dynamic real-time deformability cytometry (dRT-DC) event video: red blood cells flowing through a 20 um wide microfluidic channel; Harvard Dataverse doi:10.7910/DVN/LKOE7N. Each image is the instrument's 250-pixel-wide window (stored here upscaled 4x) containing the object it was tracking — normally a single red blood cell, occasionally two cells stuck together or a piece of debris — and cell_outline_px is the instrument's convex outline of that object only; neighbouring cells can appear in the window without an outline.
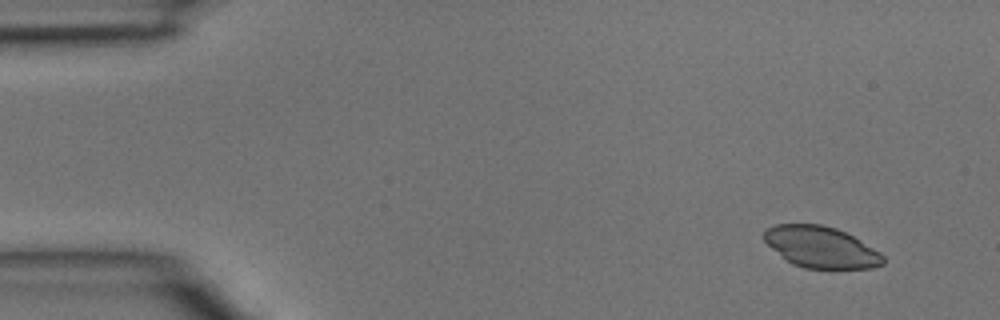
{"species": "common noctule bat (a hibernating species)", "species_latin": "Nyctalus noctula", "temperature_condition": "room temperature", "stored_images_in_passage": 3, "camera_frame_rate_fps": 3000, "um_per_image_px": 0.085, "animal": {"sex": "male", "body_mass_g": 15.6}, "frame": {"image": 1, "passage_image": 3, "time_ms": 0.667, "image_size_px": [1000, 320], "cell_outline_px": [[884, 264], [872, 268], [804, 268], [792, 264], [772, 248], [764, 240], [764, 232], [768, 228], [776, 224], [820, 224], [836, 228], [860, 240], [880, 252], [884, 256]], "centroid_in_image_um": [69.8, 21.01], "position_along_channel_um": 15.2, "area_um2": 28.38}}